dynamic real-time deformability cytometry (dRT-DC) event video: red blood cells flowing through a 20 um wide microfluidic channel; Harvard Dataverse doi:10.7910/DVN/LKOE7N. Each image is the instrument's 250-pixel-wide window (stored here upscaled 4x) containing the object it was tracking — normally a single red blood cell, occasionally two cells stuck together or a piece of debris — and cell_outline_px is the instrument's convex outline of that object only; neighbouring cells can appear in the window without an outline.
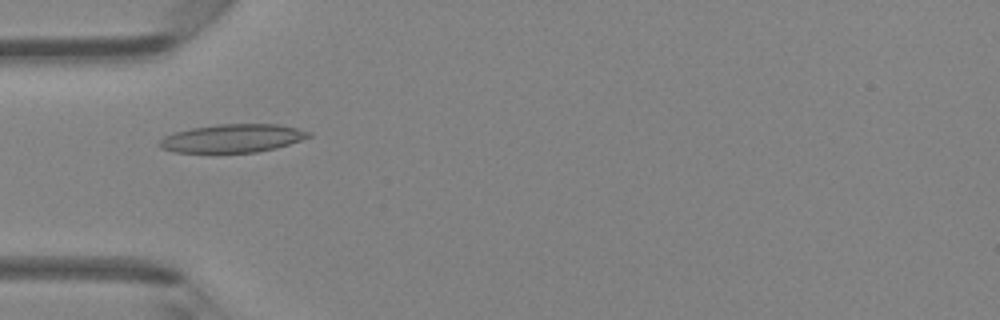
{"species": "Egyptian fruit bat (a non-hibernating species)", "species_latin": "Rousettus aegyptiacus", "temperature_condition": "room temperature", "stored_images_in_passage": 4, "camera_frame_rate_fps": 3000, "um_per_image_px": 0.085, "animal": {"sex": "female"}, "frame": {"image": 1, "passage_image": 4, "time_ms": 1.0, "image_size_px": [1000, 320], "cell_outline_px": [[312, 136], [276, 148], [256, 152], [212, 156], [172, 152], [160, 148], [160, 140], [164, 136], [176, 132], [192, 128], [220, 124], [280, 124], [312, 132]], "centroid_in_image_um": [19.7, 11.81], "position_along_channel_um": 65.3, "area_um2": 25.61}}